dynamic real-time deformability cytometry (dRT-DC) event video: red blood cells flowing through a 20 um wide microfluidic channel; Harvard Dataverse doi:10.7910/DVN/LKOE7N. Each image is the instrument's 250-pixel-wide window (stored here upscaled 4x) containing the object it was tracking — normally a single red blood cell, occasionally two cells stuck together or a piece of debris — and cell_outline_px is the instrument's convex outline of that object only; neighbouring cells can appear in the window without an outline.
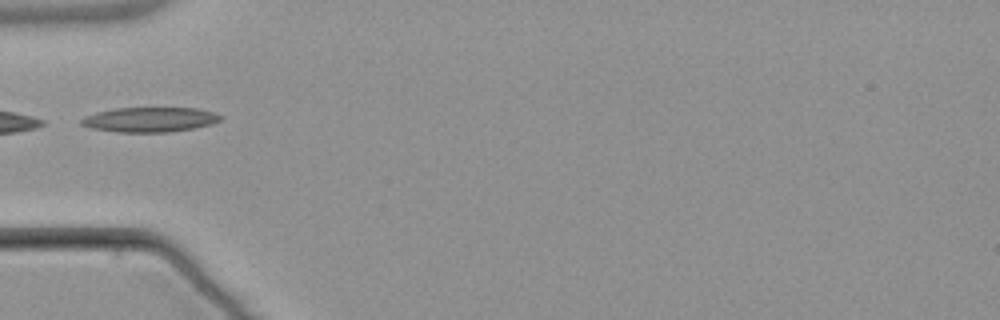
{"species": "common noctule bat (a hibernating species)", "species_latin": "Nyctalus noctula", "temperature_condition": "warm", "stored_images_in_passage": 6, "camera_frame_rate_fps": 3000, "um_per_image_px": 0.085, "animal": {"sex": "male", "body_mass_g": 21.5, "forearm_length_mm": 52.0}, "frame": {"image": 1, "passage_image": 5, "time_ms": 5.0, "image_size_px": [1000, 320], "cell_outline_px": [[224, 116], [220, 120], [212, 124], [192, 128], [168, 132], [120, 132], [92, 128], [80, 124], [80, 120], [84, 116], [96, 112], [116, 108], [196, 108], [212, 112]], "centroid_in_image_um": [12.72, 10.16], "position_along_channel_um": 72.3, "area_um2": 20.0}}
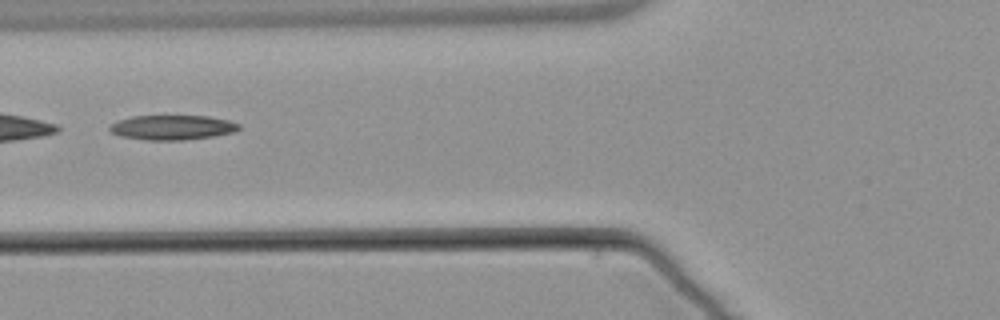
{"frame": {"image": 2, "passage_image": 6, "time_ms": 6.0, "image_size_px": [1000, 320], "cell_outline_px": [[240, 128], [236, 132], [212, 136], [184, 140], [148, 140], [124, 136], [112, 132], [108, 128], [112, 124], [120, 120], [132, 116], [208, 116], [228, 120], [240, 124]], "centroid_in_image_um": [14.7, 10.83], "position_along_channel_um": 111.1, "area_um2": 18.38}}